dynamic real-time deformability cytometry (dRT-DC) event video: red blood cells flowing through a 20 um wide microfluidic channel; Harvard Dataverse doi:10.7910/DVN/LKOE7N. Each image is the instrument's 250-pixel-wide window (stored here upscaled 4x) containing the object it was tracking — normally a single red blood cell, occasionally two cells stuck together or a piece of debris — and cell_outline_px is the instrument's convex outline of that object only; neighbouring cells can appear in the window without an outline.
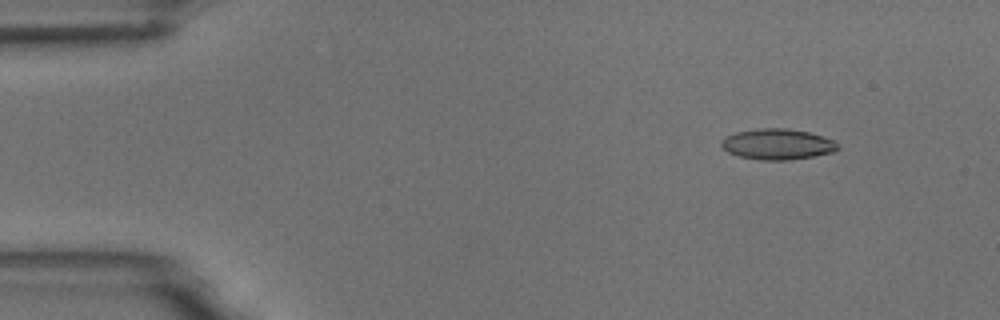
{"species": "common noctule bat (a hibernating species)", "species_latin": "Nyctalus noctula", "temperature_condition": "room temperature", "stored_images_in_passage": 6, "camera_frame_rate_fps": 3000, "um_per_image_px": 0.085, "animal": {"sex": "male", "body_mass_g": 18.8}, "frame": {"image": 1, "passage_image": 1, "time_ms": 0.0, "image_size_px": [1000, 320], "cell_outline_px": [[840, 148], [836, 152], [788, 160], [756, 160], [740, 156], [728, 152], [720, 144], [720, 140], [736, 132], [760, 128], [784, 128], [808, 132], [832, 140]], "centroid_in_image_um": [66.07, 12.26], "position_along_channel_um": 18.9, "area_um2": 20.69}}
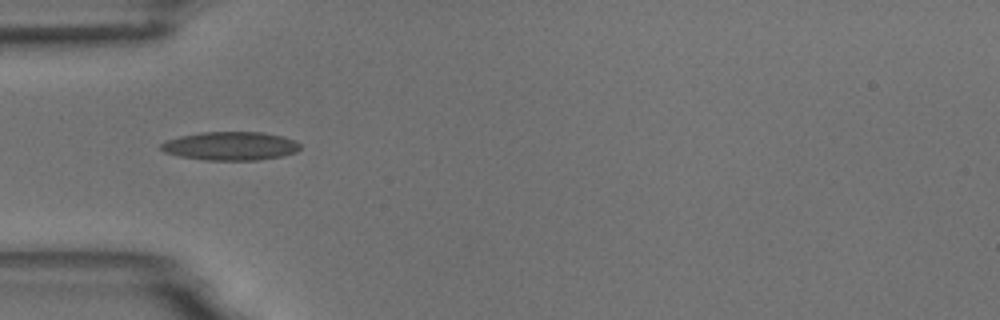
{"frame": {"image": 2, "passage_image": 4, "time_ms": 3.667, "image_size_px": [1000, 320], "cell_outline_px": [[300, 148], [296, 152], [280, 156], [256, 160], [204, 160], [180, 156], [164, 152], [160, 148], [160, 144], [164, 140], [180, 136], [200, 132], [260, 132], [280, 136], [296, 140], [300, 144]], "centroid_in_image_um": [19.55, 12.4], "position_along_channel_um": 65.4, "area_um2": 23.12}}